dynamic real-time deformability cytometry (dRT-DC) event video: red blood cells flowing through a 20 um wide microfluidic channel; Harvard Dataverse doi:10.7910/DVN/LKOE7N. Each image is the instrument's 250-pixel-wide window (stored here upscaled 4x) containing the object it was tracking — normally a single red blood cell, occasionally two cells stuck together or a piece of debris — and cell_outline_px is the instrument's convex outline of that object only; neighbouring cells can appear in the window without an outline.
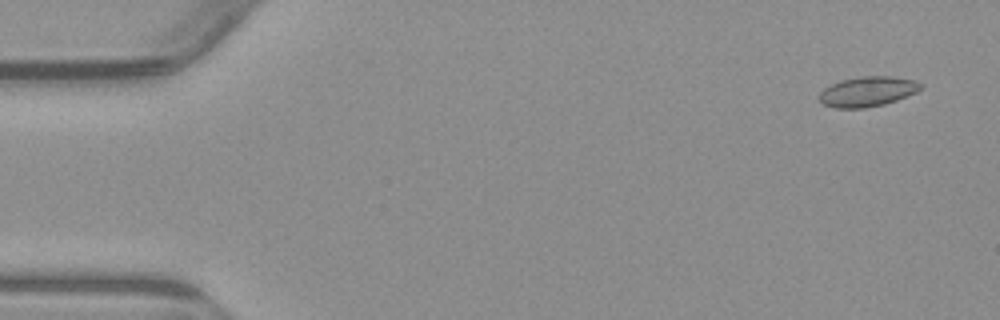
{"species": "common noctule bat (a hibernating species)", "species_latin": "Nyctalus noctula", "temperature_condition": "warm", "stored_images_in_passage": 4, "camera_frame_rate_fps": 3000, "um_per_image_px": 0.085, "animal": {"sex": "male", "body_mass_g": 23.1, "forearm_length_mm": 52.7}, "frame": {"image": 1, "passage_image": 1, "time_ms": 0.0, "image_size_px": [1000, 320], "cell_outline_px": [[924, 84], [916, 92], [896, 100], [884, 104], [864, 108], [836, 108], [824, 104], [820, 100], [820, 92], [824, 88], [840, 80], [864, 76], [892, 76], [916, 80]], "centroid_in_image_um": [73.76, 7.77], "position_along_channel_um": 11.2, "area_um2": 17.63}}
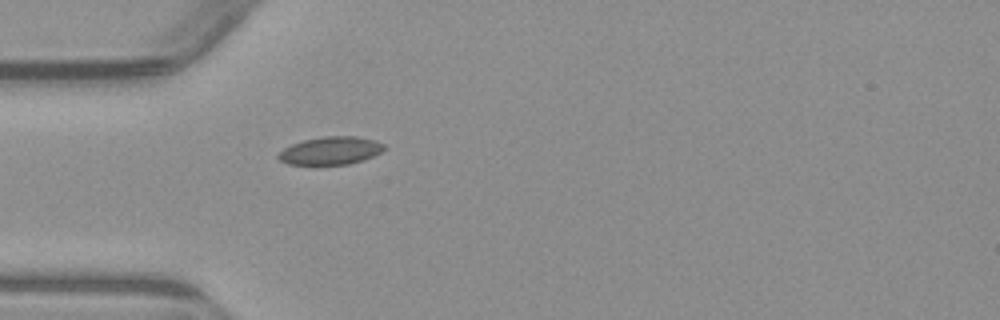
{"frame": {"image": 2, "passage_image": 4, "time_ms": 4.333, "image_size_px": [1000, 320], "cell_outline_px": [[388, 148], [372, 156], [348, 164], [288, 164], [280, 160], [276, 156], [284, 148], [292, 144], [304, 140], [324, 136], [356, 136], [376, 140], [384, 144]], "centroid_in_image_um": [28.12, 12.79], "position_along_channel_um": 56.9, "area_um2": 17.05}}